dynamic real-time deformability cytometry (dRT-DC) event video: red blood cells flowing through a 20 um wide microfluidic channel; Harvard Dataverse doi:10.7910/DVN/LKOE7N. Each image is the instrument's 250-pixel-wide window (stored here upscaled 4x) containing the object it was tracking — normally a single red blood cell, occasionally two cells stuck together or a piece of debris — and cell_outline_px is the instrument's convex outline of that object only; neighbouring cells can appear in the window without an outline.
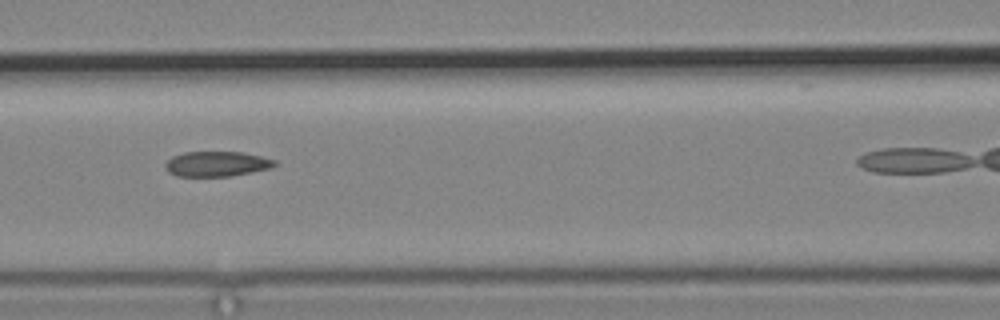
{"species": "common noctule bat (a hibernating species)", "species_latin": "Nyctalus noctula", "temperature_condition": "cold", "stored_images_in_passage": 7, "camera_frame_rate_fps": 3000, "um_per_image_px": 0.085, "animal": {"sex": "male", "body_mass_g": 19.2, "forearm_length_mm": 51.8}, "frame": {"image": 1, "passage_image": 4, "time_ms": 3.667, "image_size_px": [1000, 320], "cell_outline_px": [[276, 164], [272, 168], [228, 176], [176, 176], [168, 172], [164, 168], [164, 164], [172, 156], [184, 152], [244, 152], [276, 160]], "centroid_in_image_um": [18.39, 13.93], "position_along_channel_um": 148.2, "area_um2": 16.01}}
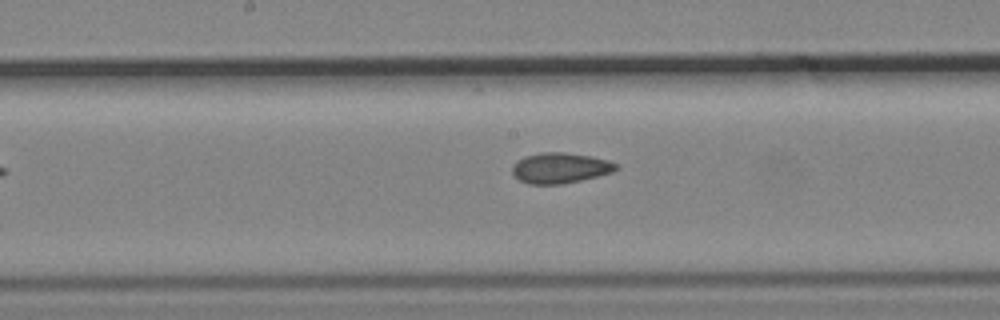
{"frame": {"image": 2, "passage_image": 7, "time_ms": 8.333, "image_size_px": [1000, 320], "cell_outline_px": [[620, 168], [612, 172], [580, 180], [560, 184], [528, 184], [512, 176], [512, 164], [516, 160], [524, 156], [540, 152], [564, 152], [592, 156], [608, 160], [616, 164]], "centroid_in_image_um": [47.56, 14.26], "position_along_channel_um": 200.6, "area_um2": 18.61}}